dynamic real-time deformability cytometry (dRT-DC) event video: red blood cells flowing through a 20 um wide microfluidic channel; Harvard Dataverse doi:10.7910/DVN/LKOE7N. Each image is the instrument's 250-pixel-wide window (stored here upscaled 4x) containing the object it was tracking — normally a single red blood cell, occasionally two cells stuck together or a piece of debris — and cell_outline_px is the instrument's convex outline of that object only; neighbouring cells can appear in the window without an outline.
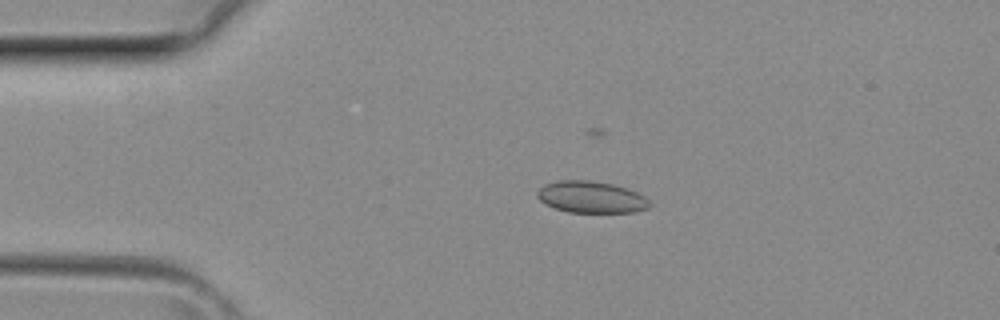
{"species": "common noctule bat (a hibernating species)", "species_latin": "Nyctalus noctula", "temperature_condition": "room temperature", "stored_images_in_passage": 33, "camera_frame_rate_fps": 3000, "um_per_image_px": 0.085, "animal": {"sex": "female", "body_mass_g": 29.2, "forearm_length_mm": 56.3}, "frame": {"image": 1, "passage_image": 9, "time_ms": 2.667, "image_size_px": [1000, 320], "cell_outline_px": [[652, 204], [648, 208], [636, 212], [568, 212], [544, 204], [536, 196], [536, 192], [544, 184], [556, 180], [588, 180], [612, 184], [636, 192], [644, 196]], "centroid_in_image_um": [50.22, 16.75], "position_along_channel_um": 34.8, "area_um2": 20.75}}
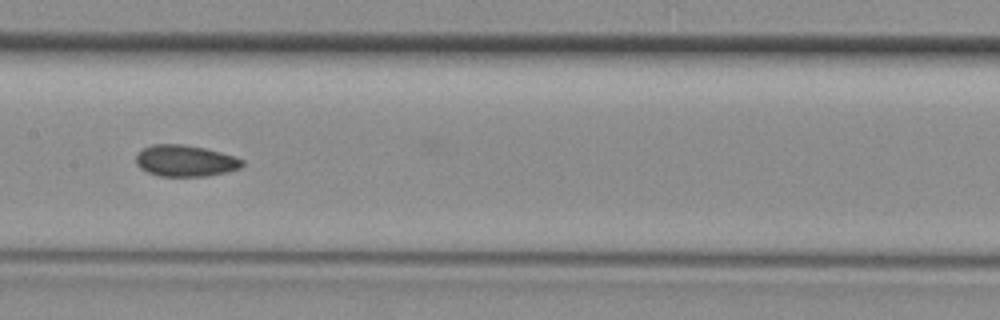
{"frame": {"image": 2, "passage_image": 20, "time_ms": 6.333, "image_size_px": [1000, 320], "cell_outline_px": [[244, 164], [240, 168], [228, 172], [208, 176], [160, 176], [148, 172], [140, 168], [136, 164], [136, 156], [144, 148], [152, 144], [184, 144], [204, 148], [236, 156], [244, 160]], "centroid_in_image_um": [15.78, 13.67], "position_along_channel_um": 191.6, "area_um2": 19.54}}
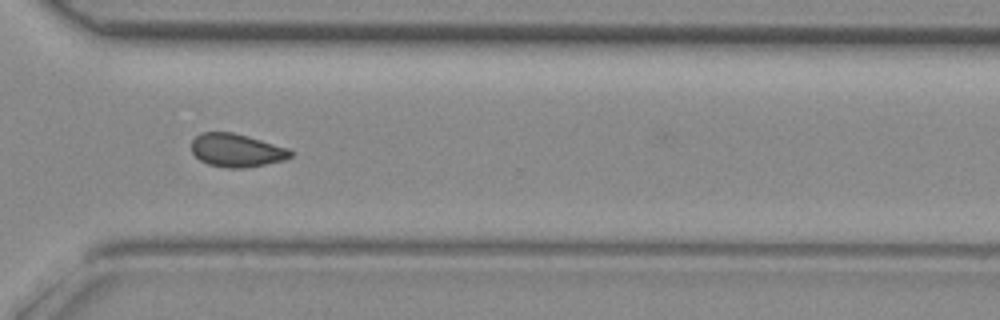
{"frame": {"image": 3, "passage_image": 29, "time_ms": 9.333, "image_size_px": [1000, 320], "cell_outline_px": [[296, 152], [292, 156], [284, 160], [244, 168], [228, 168], [208, 164], [200, 160], [192, 152], [192, 140], [200, 132], [232, 132], [248, 136], [288, 148]], "centroid_in_image_um": [20.12, 12.77], "position_along_channel_um": 350.5, "area_um2": 19.19}}